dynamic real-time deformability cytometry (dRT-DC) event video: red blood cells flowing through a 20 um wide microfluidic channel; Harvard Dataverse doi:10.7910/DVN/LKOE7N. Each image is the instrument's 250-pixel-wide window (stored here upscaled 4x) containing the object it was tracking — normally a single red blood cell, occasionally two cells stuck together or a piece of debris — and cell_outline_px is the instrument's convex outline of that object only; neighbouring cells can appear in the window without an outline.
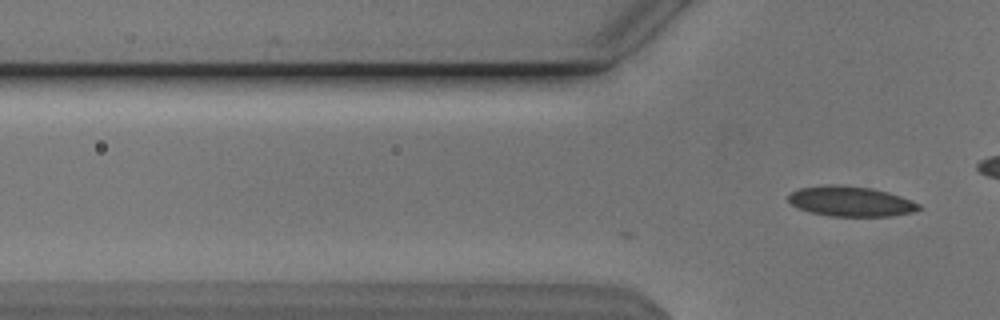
{"species": "Egyptian fruit bat (a non-hibernating species)", "species_latin": "Rousettus aegyptiacus", "temperature_condition": "cold", "stored_images_in_passage": 10, "camera_frame_rate_fps": 3000, "um_per_image_px": 0.085, "animal": {"sex": "male"}, "frame": {"image": 1, "passage_image": 10, "time_ms": 3.0, "image_size_px": [1000, 320], "cell_outline_px": [[924, 208], [912, 212], [892, 216], [828, 216], [812, 212], [800, 208], [792, 204], [788, 200], [788, 196], [792, 192], [800, 188], [824, 184], [840, 184], [872, 188], [888, 192], [900, 196], [920, 204]], "centroid_in_image_um": [72.33, 17.1], "position_along_channel_um": 53.5, "area_um2": 22.95}}